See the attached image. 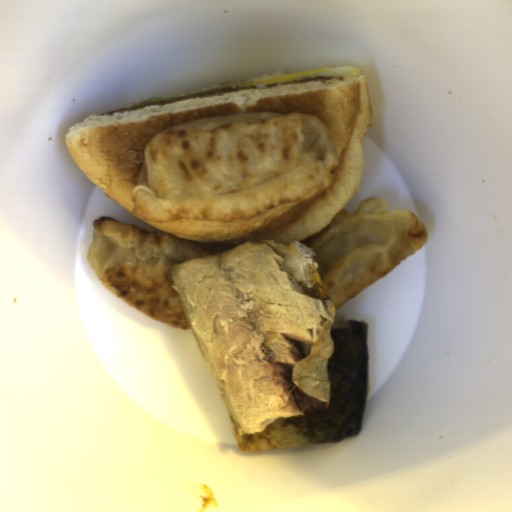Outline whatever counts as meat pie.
<instances>
[{
	"mask_svg": "<svg viewBox=\"0 0 512 512\" xmlns=\"http://www.w3.org/2000/svg\"><path fill=\"white\" fill-rule=\"evenodd\" d=\"M243 89H258V87H257V85L238 86V87H220V88H216V89H211V90H207V91H202V92L193 93V94L184 95V96L175 97V98L166 99V100L144 102V103L128 106L125 108H121L118 110H114L111 112H106L105 114L111 116V115L131 111V110H136V109H140V108H145V107H149V106L162 105V104L173 103V102H178V101L209 97V96L224 94V93L243 90Z\"/></svg>",
	"mask_w": 512,
	"mask_h": 512,
	"instance_id": "b5893723",
	"label": "meat pie"
},
{
	"mask_svg": "<svg viewBox=\"0 0 512 512\" xmlns=\"http://www.w3.org/2000/svg\"><path fill=\"white\" fill-rule=\"evenodd\" d=\"M327 81H343L342 76H312L308 78L293 80V81H277L270 84H266V90H272L281 87L297 86L304 84L320 83Z\"/></svg>",
	"mask_w": 512,
	"mask_h": 512,
	"instance_id": "c0bc52ac",
	"label": "meat pie"
}]
</instances>
